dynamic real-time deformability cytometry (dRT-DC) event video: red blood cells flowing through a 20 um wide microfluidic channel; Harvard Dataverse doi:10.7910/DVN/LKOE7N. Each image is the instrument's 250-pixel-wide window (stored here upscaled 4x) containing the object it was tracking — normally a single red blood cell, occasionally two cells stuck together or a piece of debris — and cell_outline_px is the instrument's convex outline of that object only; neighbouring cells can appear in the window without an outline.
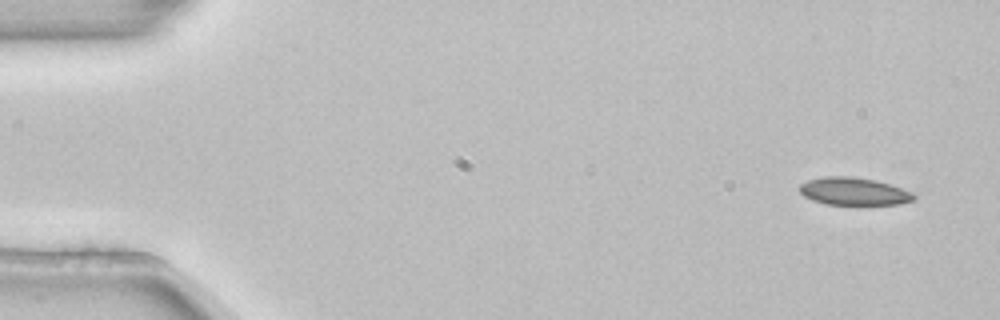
{"species": "common noctule bat (a hibernating species)", "species_latin": "Nyctalus noctula", "temperature_condition": "room temperature", "stored_images_in_passage": 5, "segment_of_instrument_passage": [2, 2], "camera_frame_rate_fps": 3000, "um_per_image_px": 0.085, "animal": {"sex": "female", "body_mass_g": 22.7, "forearm_length_mm": 54.2}, "frame": {"image": 1, "passage_image": 5, "time_ms": 1.333, "image_size_px": [1000, 320], "cell_outline_px": [[916, 196], [912, 200], [900, 204], [824, 204], [812, 200], [804, 196], [800, 192], [800, 184], [808, 180], [824, 176], [852, 176], [876, 180], [912, 192]], "centroid_in_image_um": [72.54, 16.26], "position_along_channel_um": 12.5, "area_um2": 18.26}}